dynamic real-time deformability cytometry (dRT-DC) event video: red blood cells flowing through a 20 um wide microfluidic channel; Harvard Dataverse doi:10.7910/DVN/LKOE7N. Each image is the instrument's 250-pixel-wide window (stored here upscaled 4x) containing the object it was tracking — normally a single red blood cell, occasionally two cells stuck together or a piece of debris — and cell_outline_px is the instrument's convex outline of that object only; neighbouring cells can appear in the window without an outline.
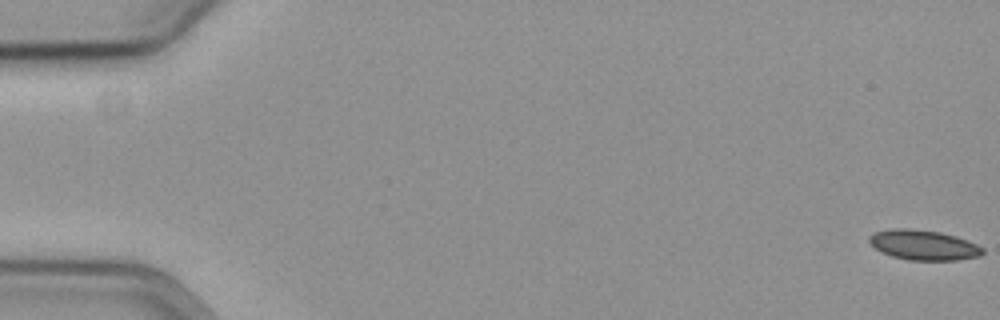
{"species": "common noctule bat (a hibernating species)", "species_latin": "Nyctalus noctula", "temperature_condition": "cold", "stored_images_in_passage": 59, "camera_frame_rate_fps": 3000, "um_per_image_px": 0.085, "animal": {"sex": "female", "body_mass_g": 19.3, "forearm_length_mm": 54.1}, "frame": {"image": 1, "passage_image": 1, "time_ms": 0.0, "image_size_px": [1000, 320], "cell_outline_px": [[984, 252], [980, 256], [956, 260], [908, 260], [892, 256], [876, 248], [868, 240], [868, 236], [872, 232], [896, 228], [908, 228], [940, 232], [956, 236], [968, 240], [984, 248]], "centroid_in_image_um": [78.51, 20.82], "position_along_channel_um": 6.5, "area_um2": 19.83}}
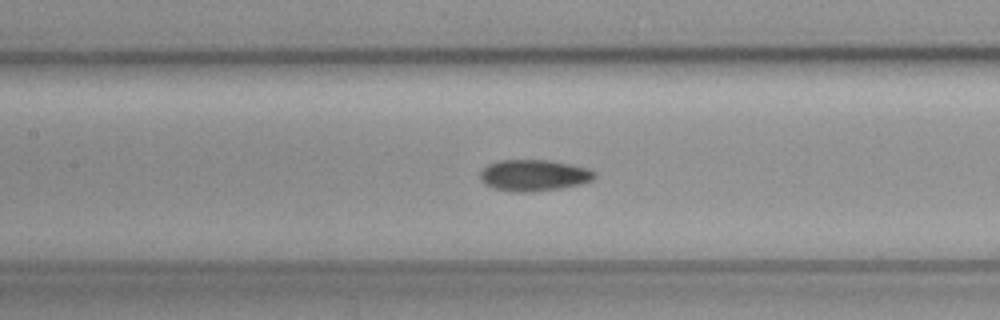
{"frame": {"image": 2, "passage_image": 28, "time_ms": 9.0, "image_size_px": [1000, 320], "cell_outline_px": [[596, 176], [592, 180], [580, 184], [564, 188], [532, 192], [516, 192], [492, 188], [484, 184], [480, 180], [480, 172], [488, 164], [500, 160], [548, 160], [588, 168], [596, 172]], "centroid_in_image_um": [45.37, 14.91], "position_along_channel_um": 162.0, "area_um2": 21.04}}
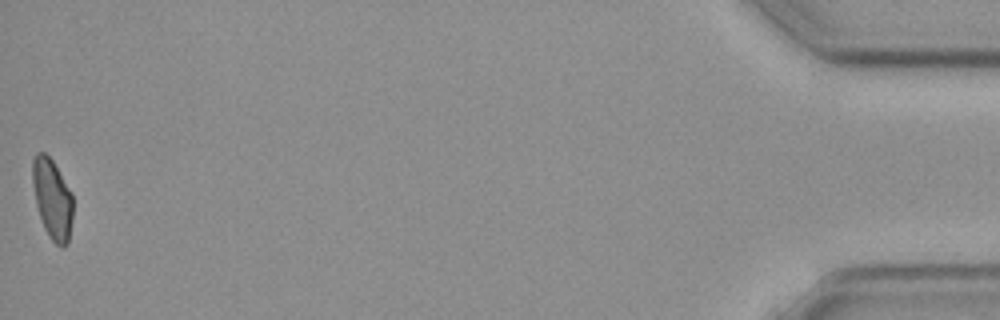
{"frame": {"image": 3, "passage_image": 59, "time_ms": 19.333, "image_size_px": [1000, 320], "cell_outline_px": [[72, 220], [68, 244], [64, 248], [60, 248], [48, 236], [44, 228], [36, 204], [32, 184], [32, 160], [36, 152], [44, 152], [52, 160], [72, 192]], "centroid_in_image_um": [4.44, 16.92], "position_along_channel_um": 430.8, "area_um2": 19.02}, "authors_computed_cell_mechanics": {"area_um2": 19.9988, "velocity_mm_per_s": 3.5992, "shape_relaxation_time_tau1_ms": 10.8492, "shape_relaxation_time_tau2_ms": null, "deformation_change_tau1": 0.1548, "deformation_change_tau2": null}}